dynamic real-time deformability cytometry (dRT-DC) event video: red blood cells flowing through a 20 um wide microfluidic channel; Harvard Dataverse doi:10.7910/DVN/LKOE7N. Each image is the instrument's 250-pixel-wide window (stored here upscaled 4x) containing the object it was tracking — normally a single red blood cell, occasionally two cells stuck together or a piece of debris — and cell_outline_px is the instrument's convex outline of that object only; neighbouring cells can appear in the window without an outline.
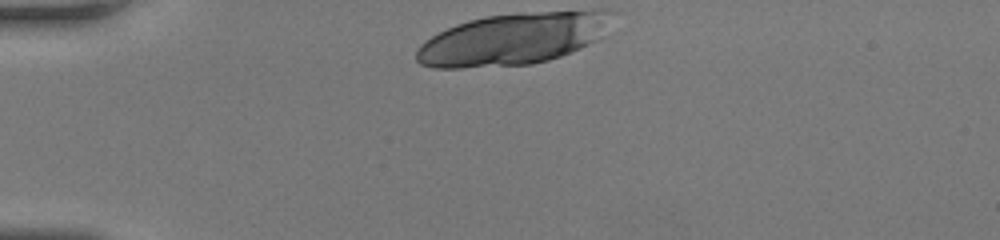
{"species": "human", "species_latin": "Homo sapiens", "temperature_condition": "room temperature", "stored_images_in_passage": 31, "camera_frame_rate_fps": 3000, "um_per_image_px": 0.085, "donor": {"sex": "female"}, "frame": {"image": 1, "passage_image": 1, "time_ms": 0.0, "image_size_px": [1000, 240], "cell_outline_px": [[596, 40], [580, 48], [560, 56], [548, 60], [532, 64], [460, 68], [432, 68], [420, 64], [416, 60], [416, 52], [420, 44], [432, 36], [456, 24], [468, 20], [488, 16], [520, 12], [596, 12]], "centroid_in_image_um": [43.21, 3.39], "position_along_channel_um": 41.8, "area_um2": 56.01}}